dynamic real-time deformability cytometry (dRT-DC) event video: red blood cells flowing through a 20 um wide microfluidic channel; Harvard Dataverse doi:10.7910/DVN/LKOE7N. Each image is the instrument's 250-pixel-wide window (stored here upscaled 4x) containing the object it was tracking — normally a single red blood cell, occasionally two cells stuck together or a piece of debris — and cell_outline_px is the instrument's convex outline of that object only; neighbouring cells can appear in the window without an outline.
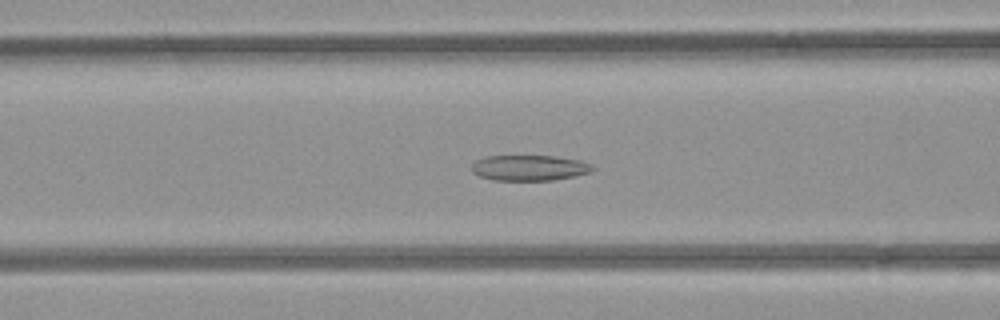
{"species": "common noctule bat (a hibernating species)", "species_latin": "Nyctalus noctula", "temperature_condition": "room temperature", "stored_images_in_passage": 54, "camera_frame_rate_fps": 3000, "um_per_image_px": 0.085, "animal": {"sex": "female", "body_mass_g": 21.9}, "frame": {"image": 1, "passage_image": 21, "time_ms": 6.667, "image_size_px": [1000, 320], "cell_outline_px": [[596, 168], [592, 172], [576, 176], [552, 180], [492, 180], [480, 176], [472, 172], [472, 164], [476, 160], [484, 156], [556, 156], [580, 160], [592, 164]], "centroid_in_image_um": [45.03, 14.26], "position_along_channel_um": 121.6, "area_um2": 18.21}}
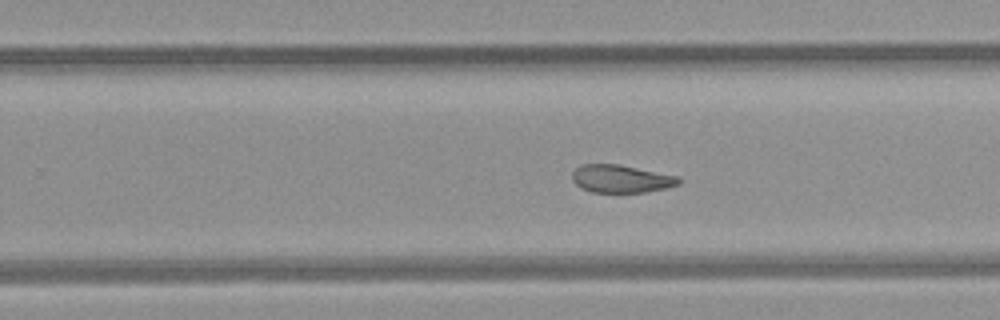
{"frame": {"image": 2, "passage_image": 33, "time_ms": 10.667, "image_size_px": [1000, 320], "cell_outline_px": [[680, 184], [668, 188], [648, 192], [592, 192], [580, 188], [572, 180], [572, 172], [580, 164], [620, 164], [680, 176]], "centroid_in_image_um": [52.82, 15.19], "position_along_channel_um": 277.0, "area_um2": 17.57}}
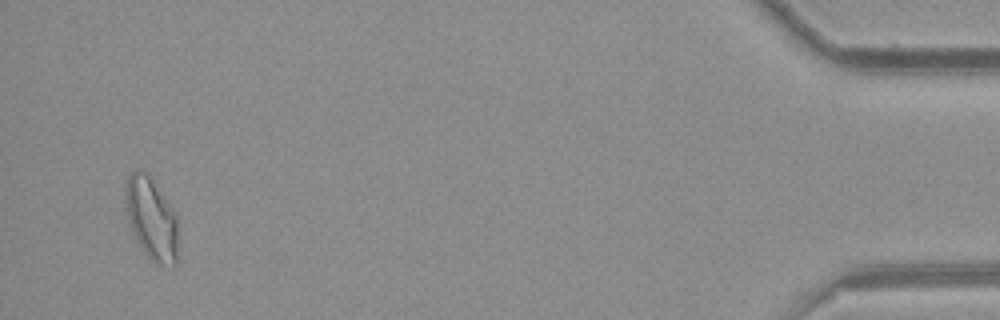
{"frame": {"image": 3, "passage_image": 51, "time_ms": 16.667, "image_size_px": [1000, 320], "cell_outline_px": [[176, 264], [172, 268], [156, 264], [140, 248], [132, 232], [128, 220], [124, 196], [124, 188], [128, 176], [136, 168], [144, 168], [148, 172], [172, 208], [176, 216]], "centroid_in_image_um": [12.83, 18.55], "position_along_channel_um": 422.4, "area_um2": 25.55}}